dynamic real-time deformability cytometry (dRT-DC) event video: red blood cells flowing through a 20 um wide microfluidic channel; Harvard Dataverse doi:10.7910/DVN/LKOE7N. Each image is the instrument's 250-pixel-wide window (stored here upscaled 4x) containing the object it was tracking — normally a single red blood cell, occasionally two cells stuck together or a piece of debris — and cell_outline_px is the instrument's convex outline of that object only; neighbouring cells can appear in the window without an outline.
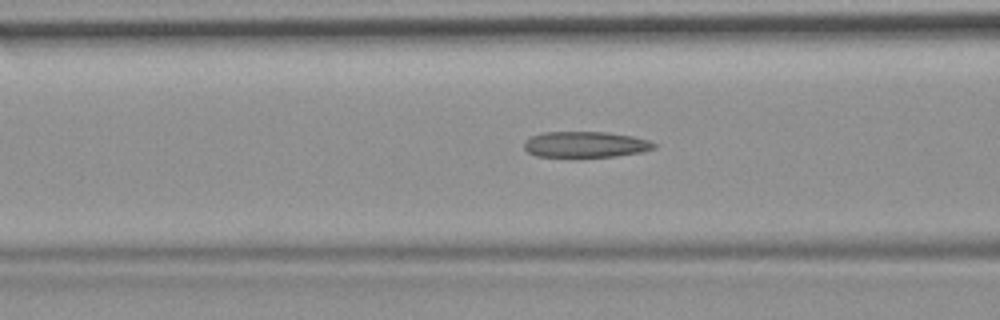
{"species": "common noctule bat (a hibernating species)", "species_latin": "Nyctalus noctula", "temperature_condition": "room temperature", "stored_images_in_passage": 53, "camera_frame_rate_fps": 3000, "um_per_image_px": 0.085, "animal": {"sex": "female", "body_mass_g": 19.9}, "frame": {"image": 1, "passage_image": 20, "time_ms": 6.333, "image_size_px": [1000, 320], "cell_outline_px": [[656, 148], [644, 152], [616, 156], [536, 156], [528, 152], [524, 148], [524, 144], [532, 136], [544, 132], [608, 132], [632, 136], [648, 140], [656, 144]], "centroid_in_image_um": [49.82, 12.27], "position_along_channel_um": 116.8, "area_um2": 19.42}}
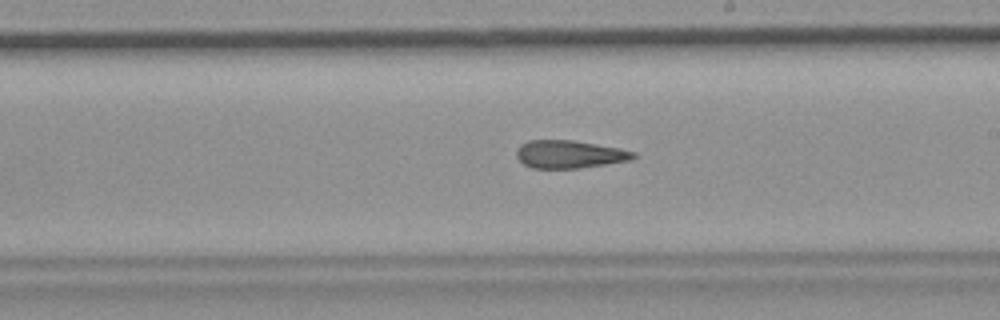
{"frame": {"image": 2, "passage_image": 30, "time_ms": 9.667, "image_size_px": [1000, 320], "cell_outline_px": [[636, 156], [632, 160], [580, 168], [532, 168], [524, 164], [516, 156], [516, 152], [520, 144], [528, 140], [572, 140], [620, 148], [636, 152]], "centroid_in_image_um": [48.41, 13.11], "position_along_channel_um": 240.6, "area_um2": 19.02}}
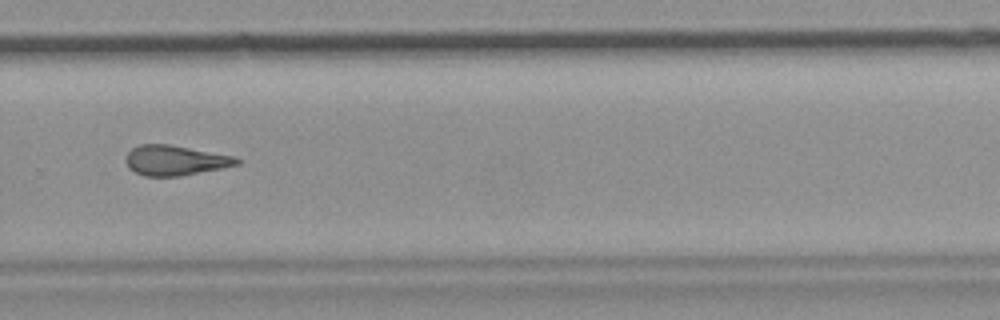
{"frame": {"image": 3, "passage_image": 36, "time_ms": 11.667, "image_size_px": [1000, 320], "cell_outline_px": [[240, 164], [180, 176], [144, 176], [128, 168], [124, 160], [128, 152], [132, 148], [140, 144], [168, 144], [236, 156], [240, 160]], "centroid_in_image_um": [14.87, 13.62], "position_along_channel_um": 314.9, "area_um2": 19.42}, "authors_computed_cell_mechanics": {"area_um2": 19.8254, "velocity_mm_per_s": 3.7232, "shape_relaxation_time_tau1_ms": null, "shape_relaxation_time_tau2_ms": 3.2908, "deformation_change_tau1": null, "deformation_change_tau2": 0.1257}}